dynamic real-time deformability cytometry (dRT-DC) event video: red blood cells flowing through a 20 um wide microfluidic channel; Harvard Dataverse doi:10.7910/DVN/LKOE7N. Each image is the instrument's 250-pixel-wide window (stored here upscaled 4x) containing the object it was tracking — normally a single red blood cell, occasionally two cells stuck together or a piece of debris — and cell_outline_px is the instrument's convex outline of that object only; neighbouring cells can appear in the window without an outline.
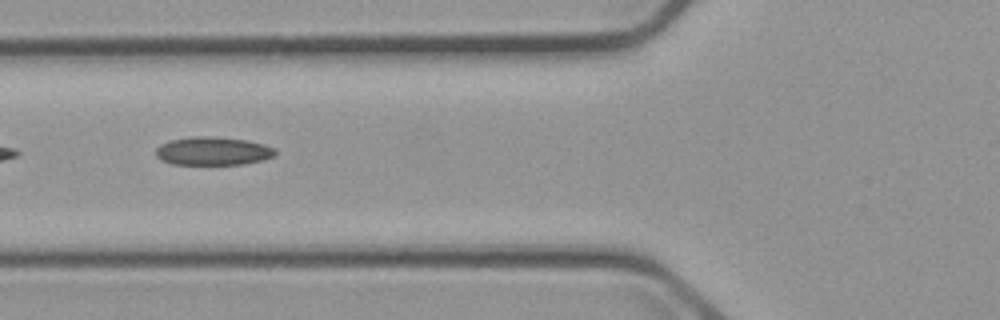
{"species": "common noctule bat (a hibernating species)", "species_latin": "Nyctalus noctula", "temperature_condition": "cold", "stored_images_in_passage": 6, "camera_frame_rate_fps": 3000, "um_per_image_px": 0.085, "animal": {"sex": "male", "body_mass_g": 23.1, "forearm_length_mm": 52.7}, "frame": {"image": 1, "passage_image": 4, "time_ms": 4.333, "image_size_px": [1000, 320], "cell_outline_px": [[276, 156], [264, 160], [244, 164], [172, 164], [160, 160], [156, 156], [156, 148], [160, 144], [172, 140], [192, 136], [212, 136], [248, 140], [264, 144], [276, 148]], "centroid_in_image_um": [18.13, 12.84], "position_along_channel_um": 107.7, "area_um2": 19.94}}
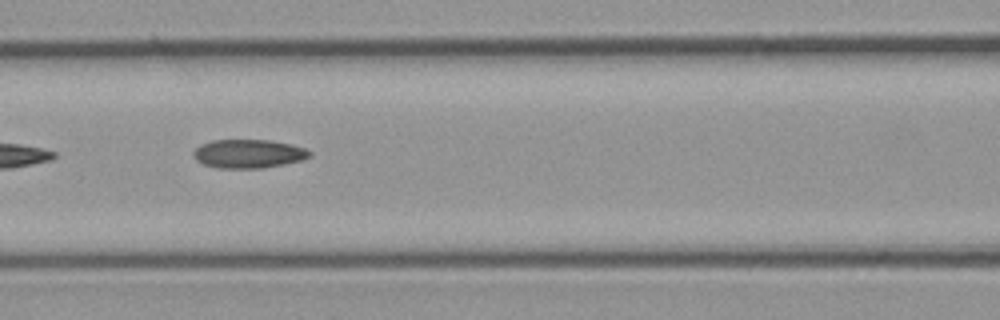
{"frame": {"image": 2, "passage_image": 5, "time_ms": 5.333, "image_size_px": [1000, 320], "cell_outline_px": [[312, 152], [308, 156], [300, 160], [264, 168], [216, 168], [204, 164], [196, 160], [192, 156], [192, 152], [200, 144], [212, 140], [272, 140], [292, 144], [304, 148]], "centroid_in_image_um": [21.07, 13.06], "position_along_channel_um": 145.5, "area_um2": 19.42}}
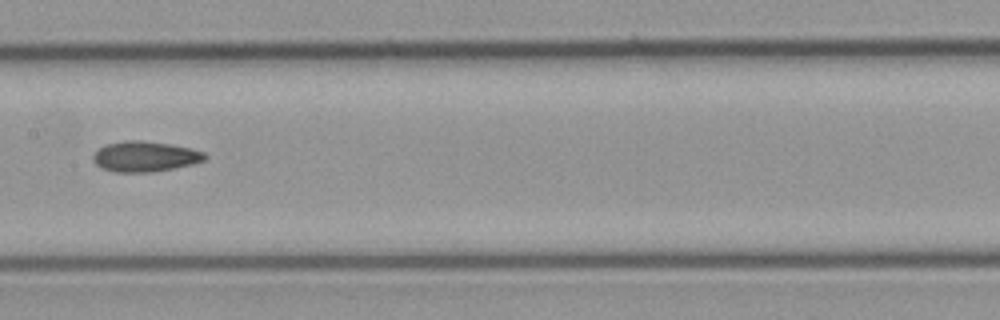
{"frame": {"image": 3, "passage_image": 6, "time_ms": 6.667, "image_size_px": [1000, 320], "cell_outline_px": [[208, 156], [204, 160], [192, 164], [152, 172], [116, 172], [100, 168], [92, 160], [92, 156], [104, 144], [124, 140], [140, 140], [172, 144], [192, 148], [204, 152]], "centroid_in_image_um": [12.31, 13.29], "position_along_channel_um": 195.1, "area_um2": 19.94}}